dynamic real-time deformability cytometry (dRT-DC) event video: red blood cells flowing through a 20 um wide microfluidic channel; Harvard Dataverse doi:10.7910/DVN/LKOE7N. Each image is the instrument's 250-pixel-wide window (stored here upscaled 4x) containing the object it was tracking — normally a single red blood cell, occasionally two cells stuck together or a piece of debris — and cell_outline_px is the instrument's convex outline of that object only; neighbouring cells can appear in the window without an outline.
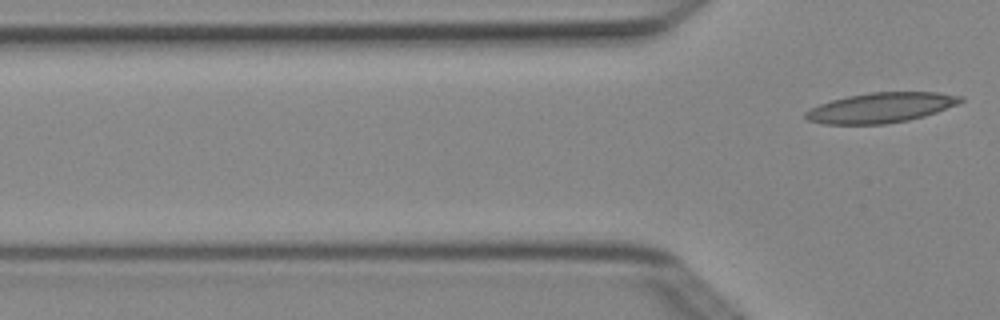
{"species": "Egyptian fruit bat (a non-hibernating species)", "species_latin": "Rousettus aegyptiacus", "temperature_condition": "cold", "stored_images_in_passage": 5, "camera_frame_rate_fps": 3000, "um_per_image_px": 0.085, "animal": {"sex": "female"}, "frame": {"image": 1, "passage_image": 5, "time_ms": 1.333, "image_size_px": [1000, 320], "cell_outline_px": [[964, 100], [960, 104], [924, 116], [908, 120], [884, 124], [824, 124], [808, 120], [804, 116], [804, 112], [820, 104], [832, 100], [848, 96], [872, 92], [936, 92], [964, 96]], "centroid_in_image_um": [74.92, 9.15], "position_along_channel_um": 50.9, "area_um2": 27.11}}